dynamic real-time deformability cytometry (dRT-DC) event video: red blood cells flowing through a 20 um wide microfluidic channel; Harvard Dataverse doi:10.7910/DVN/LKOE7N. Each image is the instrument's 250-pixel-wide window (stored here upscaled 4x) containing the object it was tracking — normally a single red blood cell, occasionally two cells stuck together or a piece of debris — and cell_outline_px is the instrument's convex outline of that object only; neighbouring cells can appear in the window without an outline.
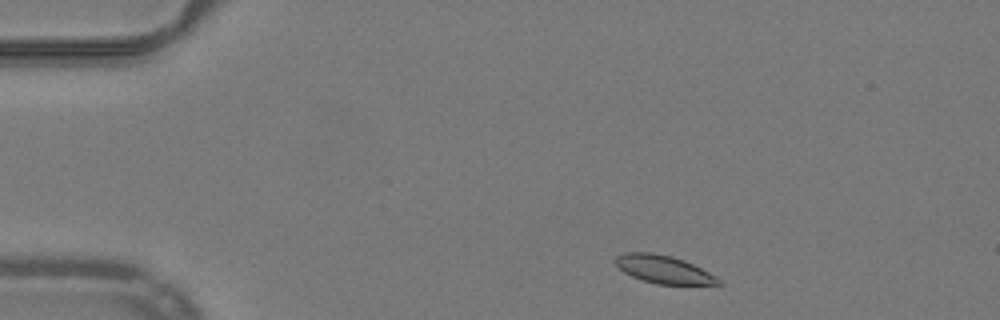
{"species": "common noctule bat (a hibernating species)", "species_latin": "Nyctalus noctula", "temperature_condition": "warm", "stored_images_in_passage": 7, "camera_frame_rate_fps": 3000, "um_per_image_px": 0.085, "animal": {"sex": "male", "body_mass_g": 19.2, "forearm_length_mm": 51.8}, "frame": {"image": 1, "passage_image": 2, "time_ms": 0.333, "image_size_px": [1000, 320], "cell_outline_px": [[724, 284], [656, 284], [632, 276], [624, 272], [612, 260], [616, 256], [624, 252], [652, 252], [672, 256], [684, 260], [716, 276]], "centroid_in_image_um": [56.37, 22.88], "position_along_channel_um": 28.6, "area_um2": 16.65}}